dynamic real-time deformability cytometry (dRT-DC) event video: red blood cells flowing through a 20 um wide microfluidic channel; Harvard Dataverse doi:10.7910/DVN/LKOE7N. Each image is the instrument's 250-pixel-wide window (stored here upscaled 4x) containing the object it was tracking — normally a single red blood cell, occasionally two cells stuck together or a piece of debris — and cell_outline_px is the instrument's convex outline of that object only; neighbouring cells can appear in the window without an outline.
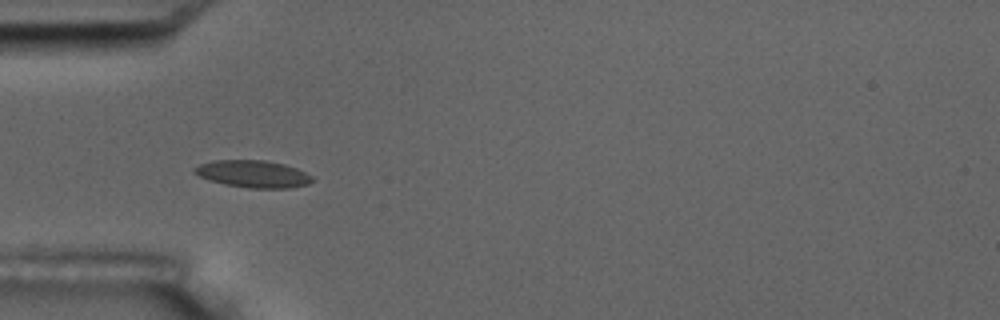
{"species": "common noctule bat (a hibernating species)", "species_latin": "Nyctalus noctula", "temperature_condition": "room temperature", "stored_images_in_passage": 2, "camera_frame_rate_fps": 3000, "um_per_image_px": 0.085, "animal": {"sex": "male", "body_mass_g": 17.5, "forearm_length_mm": 52.3}, "frame": {"image": 1, "passage_image": 1, "time_ms": 0.0, "image_size_px": [1000, 320], "cell_outline_px": [[312, 180], [308, 184], [288, 188], [248, 188], [224, 184], [208, 180], [192, 172], [192, 168], [200, 164], [212, 160], [264, 160], [284, 164], [296, 168], [312, 176]], "centroid_in_image_um": [21.46, 14.78], "position_along_channel_um": 63.5, "area_um2": 18.67}}